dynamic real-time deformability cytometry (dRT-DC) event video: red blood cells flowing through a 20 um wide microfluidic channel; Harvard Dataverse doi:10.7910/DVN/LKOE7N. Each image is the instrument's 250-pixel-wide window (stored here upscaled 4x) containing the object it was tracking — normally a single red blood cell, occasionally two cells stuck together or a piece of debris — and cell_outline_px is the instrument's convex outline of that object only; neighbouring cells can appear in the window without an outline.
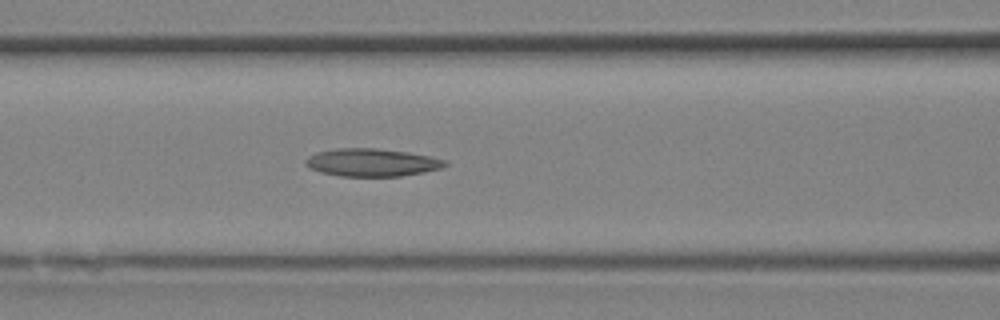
{"species": "Egyptian fruit bat (a non-hibernating species)", "species_latin": "Rousettus aegyptiacus", "temperature_condition": "room temperature", "stored_images_in_passage": 28, "camera_frame_rate_fps": 3000, "um_per_image_px": 0.085, "animal": {"sex": "female"}, "frame": {"image": 1, "passage_image": 12, "time_ms": 3.667, "image_size_px": [1000, 320], "cell_outline_px": [[448, 164], [440, 168], [424, 172], [400, 176], [340, 176], [320, 172], [308, 168], [304, 164], [304, 160], [308, 156], [316, 152], [336, 148], [376, 148], [408, 152], [432, 156], [448, 160]], "centroid_in_image_um": [31.59, 13.8], "position_along_channel_um": 135.0, "area_um2": 22.83}}
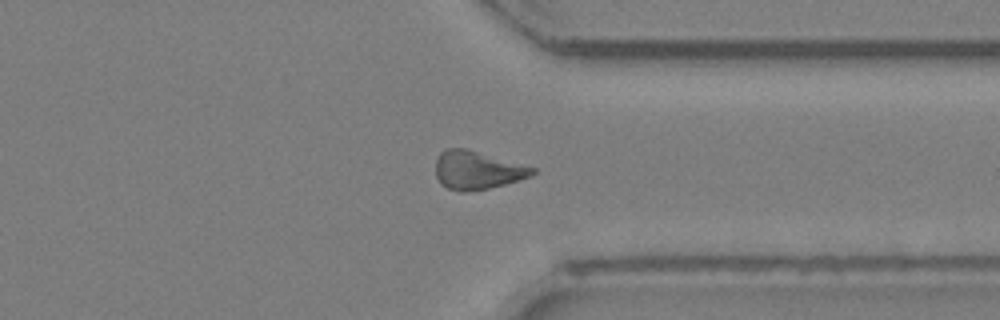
{"frame": {"image": 2, "passage_image": 22, "time_ms": 7.0, "image_size_px": [1000, 320], "cell_outline_px": [[536, 172], [532, 176], [504, 184], [488, 188], [460, 192], [448, 188], [440, 184], [436, 176], [436, 156], [444, 148], [468, 148], [536, 168]], "centroid_in_image_um": [40.54, 14.44], "position_along_channel_um": 370.9, "area_um2": 21.73}}
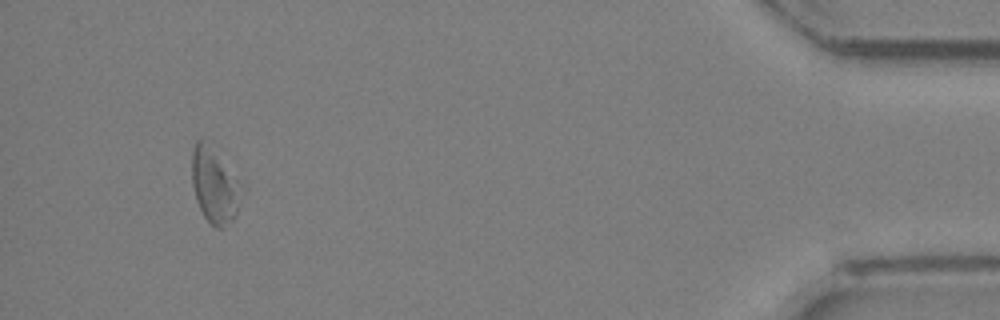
{"frame": {"image": 3, "passage_image": 27, "time_ms": 8.667, "image_size_px": [1000, 320], "cell_outline_px": [[244, 184], [236, 212], [232, 220], [224, 228], [216, 228], [204, 216], [196, 200], [192, 184], [192, 148], [196, 140], [200, 136], [212, 148]], "centroid_in_image_um": [18.24, 15.74], "position_along_channel_um": 417.0, "area_um2": 21.79}}